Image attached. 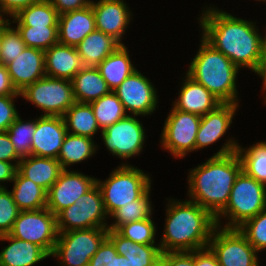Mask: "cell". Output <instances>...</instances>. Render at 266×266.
Instances as JSON below:
<instances>
[{
    "mask_svg": "<svg viewBox=\"0 0 266 266\" xmlns=\"http://www.w3.org/2000/svg\"><path fill=\"white\" fill-rule=\"evenodd\" d=\"M206 9L199 17L202 38L239 69L246 67L256 73L262 57L263 37L254 22L212 6Z\"/></svg>",
    "mask_w": 266,
    "mask_h": 266,
    "instance_id": "1",
    "label": "cell"
},
{
    "mask_svg": "<svg viewBox=\"0 0 266 266\" xmlns=\"http://www.w3.org/2000/svg\"><path fill=\"white\" fill-rule=\"evenodd\" d=\"M238 146L236 140L228 139L218 152L188 174L189 200L205 208L214 218L228 204L231 189L242 171L236 152Z\"/></svg>",
    "mask_w": 266,
    "mask_h": 266,
    "instance_id": "2",
    "label": "cell"
},
{
    "mask_svg": "<svg viewBox=\"0 0 266 266\" xmlns=\"http://www.w3.org/2000/svg\"><path fill=\"white\" fill-rule=\"evenodd\" d=\"M166 209L165 228L159 243L161 253L195 251L208 247L217 226L215 218L191 200H171Z\"/></svg>",
    "mask_w": 266,
    "mask_h": 266,
    "instance_id": "3",
    "label": "cell"
},
{
    "mask_svg": "<svg viewBox=\"0 0 266 266\" xmlns=\"http://www.w3.org/2000/svg\"><path fill=\"white\" fill-rule=\"evenodd\" d=\"M200 41L198 53L185 74L203 85L222 103L238 104L236 76L239 68L203 38Z\"/></svg>",
    "mask_w": 266,
    "mask_h": 266,
    "instance_id": "4",
    "label": "cell"
},
{
    "mask_svg": "<svg viewBox=\"0 0 266 266\" xmlns=\"http://www.w3.org/2000/svg\"><path fill=\"white\" fill-rule=\"evenodd\" d=\"M151 183L147 173L126 163L112 170L105 181L96 179L105 211L110 216L122 206L140 199L151 188Z\"/></svg>",
    "mask_w": 266,
    "mask_h": 266,
    "instance_id": "5",
    "label": "cell"
},
{
    "mask_svg": "<svg viewBox=\"0 0 266 266\" xmlns=\"http://www.w3.org/2000/svg\"><path fill=\"white\" fill-rule=\"evenodd\" d=\"M266 209V185L247 175L243 170L237 176L231 189L229 202L215 218L220 226V217L229 218L223 228H238L245 221Z\"/></svg>",
    "mask_w": 266,
    "mask_h": 266,
    "instance_id": "6",
    "label": "cell"
},
{
    "mask_svg": "<svg viewBox=\"0 0 266 266\" xmlns=\"http://www.w3.org/2000/svg\"><path fill=\"white\" fill-rule=\"evenodd\" d=\"M108 237L107 228H90L58 233L53 252L62 266H88L102 242Z\"/></svg>",
    "mask_w": 266,
    "mask_h": 266,
    "instance_id": "7",
    "label": "cell"
},
{
    "mask_svg": "<svg viewBox=\"0 0 266 266\" xmlns=\"http://www.w3.org/2000/svg\"><path fill=\"white\" fill-rule=\"evenodd\" d=\"M106 217L108 219L102 192L95 184L74 204L56 215L57 230L61 233L79 229L107 228Z\"/></svg>",
    "mask_w": 266,
    "mask_h": 266,
    "instance_id": "8",
    "label": "cell"
},
{
    "mask_svg": "<svg viewBox=\"0 0 266 266\" xmlns=\"http://www.w3.org/2000/svg\"><path fill=\"white\" fill-rule=\"evenodd\" d=\"M22 98L41 108L43 116H61L76 102L72 81L44 76L20 92Z\"/></svg>",
    "mask_w": 266,
    "mask_h": 266,
    "instance_id": "9",
    "label": "cell"
},
{
    "mask_svg": "<svg viewBox=\"0 0 266 266\" xmlns=\"http://www.w3.org/2000/svg\"><path fill=\"white\" fill-rule=\"evenodd\" d=\"M9 234L37 244L51 255L58 239L56 216L47 207L20 211Z\"/></svg>",
    "mask_w": 266,
    "mask_h": 266,
    "instance_id": "10",
    "label": "cell"
},
{
    "mask_svg": "<svg viewBox=\"0 0 266 266\" xmlns=\"http://www.w3.org/2000/svg\"><path fill=\"white\" fill-rule=\"evenodd\" d=\"M208 247L216 255L220 266H256L259 263L258 252L238 228L216 226Z\"/></svg>",
    "mask_w": 266,
    "mask_h": 266,
    "instance_id": "11",
    "label": "cell"
},
{
    "mask_svg": "<svg viewBox=\"0 0 266 266\" xmlns=\"http://www.w3.org/2000/svg\"><path fill=\"white\" fill-rule=\"evenodd\" d=\"M162 130L161 144L174 158H183L195 151V141L201 116L172 107Z\"/></svg>",
    "mask_w": 266,
    "mask_h": 266,
    "instance_id": "12",
    "label": "cell"
},
{
    "mask_svg": "<svg viewBox=\"0 0 266 266\" xmlns=\"http://www.w3.org/2000/svg\"><path fill=\"white\" fill-rule=\"evenodd\" d=\"M102 140L112 155L129 159L140 154L145 144V129L135 115H127L101 131Z\"/></svg>",
    "mask_w": 266,
    "mask_h": 266,
    "instance_id": "13",
    "label": "cell"
},
{
    "mask_svg": "<svg viewBox=\"0 0 266 266\" xmlns=\"http://www.w3.org/2000/svg\"><path fill=\"white\" fill-rule=\"evenodd\" d=\"M156 88L138 70L129 75L113 92L132 115H150L158 104Z\"/></svg>",
    "mask_w": 266,
    "mask_h": 266,
    "instance_id": "14",
    "label": "cell"
},
{
    "mask_svg": "<svg viewBox=\"0 0 266 266\" xmlns=\"http://www.w3.org/2000/svg\"><path fill=\"white\" fill-rule=\"evenodd\" d=\"M96 184V178L77 171L62 170L57 181L47 191V208L56 216L74 204Z\"/></svg>",
    "mask_w": 266,
    "mask_h": 266,
    "instance_id": "15",
    "label": "cell"
},
{
    "mask_svg": "<svg viewBox=\"0 0 266 266\" xmlns=\"http://www.w3.org/2000/svg\"><path fill=\"white\" fill-rule=\"evenodd\" d=\"M66 134L67 129L63 117L40 115L36 119L31 155L57 159Z\"/></svg>",
    "mask_w": 266,
    "mask_h": 266,
    "instance_id": "16",
    "label": "cell"
},
{
    "mask_svg": "<svg viewBox=\"0 0 266 266\" xmlns=\"http://www.w3.org/2000/svg\"><path fill=\"white\" fill-rule=\"evenodd\" d=\"M96 29L112 36L121 45L122 36L131 22V11L123 0H99L91 2Z\"/></svg>",
    "mask_w": 266,
    "mask_h": 266,
    "instance_id": "17",
    "label": "cell"
},
{
    "mask_svg": "<svg viewBox=\"0 0 266 266\" xmlns=\"http://www.w3.org/2000/svg\"><path fill=\"white\" fill-rule=\"evenodd\" d=\"M6 68L13 86L20 93L27 86L46 76L44 51L25 47Z\"/></svg>",
    "mask_w": 266,
    "mask_h": 266,
    "instance_id": "18",
    "label": "cell"
},
{
    "mask_svg": "<svg viewBox=\"0 0 266 266\" xmlns=\"http://www.w3.org/2000/svg\"><path fill=\"white\" fill-rule=\"evenodd\" d=\"M239 104L222 103L216 109L201 116L195 141V151L218 140L229 129Z\"/></svg>",
    "mask_w": 266,
    "mask_h": 266,
    "instance_id": "19",
    "label": "cell"
},
{
    "mask_svg": "<svg viewBox=\"0 0 266 266\" xmlns=\"http://www.w3.org/2000/svg\"><path fill=\"white\" fill-rule=\"evenodd\" d=\"M96 30L92 5L59 15L58 43L76 47L89 33Z\"/></svg>",
    "mask_w": 266,
    "mask_h": 266,
    "instance_id": "20",
    "label": "cell"
},
{
    "mask_svg": "<svg viewBox=\"0 0 266 266\" xmlns=\"http://www.w3.org/2000/svg\"><path fill=\"white\" fill-rule=\"evenodd\" d=\"M185 77L178 99L173 102L175 109L204 116L222 104L203 85L194 81L187 74Z\"/></svg>",
    "mask_w": 266,
    "mask_h": 266,
    "instance_id": "21",
    "label": "cell"
},
{
    "mask_svg": "<svg viewBox=\"0 0 266 266\" xmlns=\"http://www.w3.org/2000/svg\"><path fill=\"white\" fill-rule=\"evenodd\" d=\"M47 77L72 80L84 67L76 47L56 43L44 51Z\"/></svg>",
    "mask_w": 266,
    "mask_h": 266,
    "instance_id": "22",
    "label": "cell"
},
{
    "mask_svg": "<svg viewBox=\"0 0 266 266\" xmlns=\"http://www.w3.org/2000/svg\"><path fill=\"white\" fill-rule=\"evenodd\" d=\"M10 244L0 252V266H34L50 255L35 243L19 240L10 234L0 235Z\"/></svg>",
    "mask_w": 266,
    "mask_h": 266,
    "instance_id": "23",
    "label": "cell"
},
{
    "mask_svg": "<svg viewBox=\"0 0 266 266\" xmlns=\"http://www.w3.org/2000/svg\"><path fill=\"white\" fill-rule=\"evenodd\" d=\"M62 168L57 159L37 156L22 158L18 163V172L48 191L57 181Z\"/></svg>",
    "mask_w": 266,
    "mask_h": 266,
    "instance_id": "24",
    "label": "cell"
},
{
    "mask_svg": "<svg viewBox=\"0 0 266 266\" xmlns=\"http://www.w3.org/2000/svg\"><path fill=\"white\" fill-rule=\"evenodd\" d=\"M121 44L112 36L102 31L89 33L77 46L78 55L83 66L97 67L106 57L113 53Z\"/></svg>",
    "mask_w": 266,
    "mask_h": 266,
    "instance_id": "25",
    "label": "cell"
},
{
    "mask_svg": "<svg viewBox=\"0 0 266 266\" xmlns=\"http://www.w3.org/2000/svg\"><path fill=\"white\" fill-rule=\"evenodd\" d=\"M76 102L91 103L111 90L97 67L84 66L71 80Z\"/></svg>",
    "mask_w": 266,
    "mask_h": 266,
    "instance_id": "26",
    "label": "cell"
},
{
    "mask_svg": "<svg viewBox=\"0 0 266 266\" xmlns=\"http://www.w3.org/2000/svg\"><path fill=\"white\" fill-rule=\"evenodd\" d=\"M108 238L115 245L117 254L127 258L132 266H151L161 257L159 245L133 242L116 230H108Z\"/></svg>",
    "mask_w": 266,
    "mask_h": 266,
    "instance_id": "27",
    "label": "cell"
},
{
    "mask_svg": "<svg viewBox=\"0 0 266 266\" xmlns=\"http://www.w3.org/2000/svg\"><path fill=\"white\" fill-rule=\"evenodd\" d=\"M128 52L125 44L120 45L97 66L111 91L115 90L129 75L137 70L132 64Z\"/></svg>",
    "mask_w": 266,
    "mask_h": 266,
    "instance_id": "28",
    "label": "cell"
},
{
    "mask_svg": "<svg viewBox=\"0 0 266 266\" xmlns=\"http://www.w3.org/2000/svg\"><path fill=\"white\" fill-rule=\"evenodd\" d=\"M10 191L20 211L38 210L47 206V191L23 177L18 171Z\"/></svg>",
    "mask_w": 266,
    "mask_h": 266,
    "instance_id": "29",
    "label": "cell"
},
{
    "mask_svg": "<svg viewBox=\"0 0 266 266\" xmlns=\"http://www.w3.org/2000/svg\"><path fill=\"white\" fill-rule=\"evenodd\" d=\"M67 133L91 138L100 129L91 104L75 102L63 116ZM72 131V132H70Z\"/></svg>",
    "mask_w": 266,
    "mask_h": 266,
    "instance_id": "30",
    "label": "cell"
},
{
    "mask_svg": "<svg viewBox=\"0 0 266 266\" xmlns=\"http://www.w3.org/2000/svg\"><path fill=\"white\" fill-rule=\"evenodd\" d=\"M97 147L91 138L67 133L57 160L62 170H67L69 165L79 163L93 156Z\"/></svg>",
    "mask_w": 266,
    "mask_h": 266,
    "instance_id": "31",
    "label": "cell"
},
{
    "mask_svg": "<svg viewBox=\"0 0 266 266\" xmlns=\"http://www.w3.org/2000/svg\"><path fill=\"white\" fill-rule=\"evenodd\" d=\"M11 19L17 26H58L59 14L49 0H40L20 10Z\"/></svg>",
    "mask_w": 266,
    "mask_h": 266,
    "instance_id": "32",
    "label": "cell"
},
{
    "mask_svg": "<svg viewBox=\"0 0 266 266\" xmlns=\"http://www.w3.org/2000/svg\"><path fill=\"white\" fill-rule=\"evenodd\" d=\"M236 152L241 160L242 170L266 185V141L253 144L246 149L239 145Z\"/></svg>",
    "mask_w": 266,
    "mask_h": 266,
    "instance_id": "33",
    "label": "cell"
},
{
    "mask_svg": "<svg viewBox=\"0 0 266 266\" xmlns=\"http://www.w3.org/2000/svg\"><path fill=\"white\" fill-rule=\"evenodd\" d=\"M90 104L101 131L128 115L113 91Z\"/></svg>",
    "mask_w": 266,
    "mask_h": 266,
    "instance_id": "34",
    "label": "cell"
},
{
    "mask_svg": "<svg viewBox=\"0 0 266 266\" xmlns=\"http://www.w3.org/2000/svg\"><path fill=\"white\" fill-rule=\"evenodd\" d=\"M151 188L140 198L131 202V204L117 209L111 216L116 221L108 225V230H117L120 226L152 217V201H150Z\"/></svg>",
    "mask_w": 266,
    "mask_h": 266,
    "instance_id": "35",
    "label": "cell"
},
{
    "mask_svg": "<svg viewBox=\"0 0 266 266\" xmlns=\"http://www.w3.org/2000/svg\"><path fill=\"white\" fill-rule=\"evenodd\" d=\"M35 129L36 119L24 122L19 115L6 131L17 155L21 159L31 156L32 138Z\"/></svg>",
    "mask_w": 266,
    "mask_h": 266,
    "instance_id": "36",
    "label": "cell"
},
{
    "mask_svg": "<svg viewBox=\"0 0 266 266\" xmlns=\"http://www.w3.org/2000/svg\"><path fill=\"white\" fill-rule=\"evenodd\" d=\"M26 47L37 48L43 51L58 43V26H17Z\"/></svg>",
    "mask_w": 266,
    "mask_h": 266,
    "instance_id": "37",
    "label": "cell"
},
{
    "mask_svg": "<svg viewBox=\"0 0 266 266\" xmlns=\"http://www.w3.org/2000/svg\"><path fill=\"white\" fill-rule=\"evenodd\" d=\"M150 218L120 226L116 231L123 237L140 244H155L156 226Z\"/></svg>",
    "mask_w": 266,
    "mask_h": 266,
    "instance_id": "38",
    "label": "cell"
},
{
    "mask_svg": "<svg viewBox=\"0 0 266 266\" xmlns=\"http://www.w3.org/2000/svg\"><path fill=\"white\" fill-rule=\"evenodd\" d=\"M238 230L246 237L257 252L266 249V209L248 219Z\"/></svg>",
    "mask_w": 266,
    "mask_h": 266,
    "instance_id": "39",
    "label": "cell"
},
{
    "mask_svg": "<svg viewBox=\"0 0 266 266\" xmlns=\"http://www.w3.org/2000/svg\"><path fill=\"white\" fill-rule=\"evenodd\" d=\"M10 21L1 28V64L7 65L26 47L17 28H12Z\"/></svg>",
    "mask_w": 266,
    "mask_h": 266,
    "instance_id": "40",
    "label": "cell"
},
{
    "mask_svg": "<svg viewBox=\"0 0 266 266\" xmlns=\"http://www.w3.org/2000/svg\"><path fill=\"white\" fill-rule=\"evenodd\" d=\"M20 210L6 187H0V235L9 234Z\"/></svg>",
    "mask_w": 266,
    "mask_h": 266,
    "instance_id": "41",
    "label": "cell"
},
{
    "mask_svg": "<svg viewBox=\"0 0 266 266\" xmlns=\"http://www.w3.org/2000/svg\"><path fill=\"white\" fill-rule=\"evenodd\" d=\"M88 266H132L127 258L118 255L115 245L107 237L90 259Z\"/></svg>",
    "mask_w": 266,
    "mask_h": 266,
    "instance_id": "42",
    "label": "cell"
},
{
    "mask_svg": "<svg viewBox=\"0 0 266 266\" xmlns=\"http://www.w3.org/2000/svg\"><path fill=\"white\" fill-rule=\"evenodd\" d=\"M21 95L0 96V132L7 131L19 113L14 105V98Z\"/></svg>",
    "mask_w": 266,
    "mask_h": 266,
    "instance_id": "43",
    "label": "cell"
},
{
    "mask_svg": "<svg viewBox=\"0 0 266 266\" xmlns=\"http://www.w3.org/2000/svg\"><path fill=\"white\" fill-rule=\"evenodd\" d=\"M161 257L167 266H195L194 251L164 252Z\"/></svg>",
    "mask_w": 266,
    "mask_h": 266,
    "instance_id": "44",
    "label": "cell"
},
{
    "mask_svg": "<svg viewBox=\"0 0 266 266\" xmlns=\"http://www.w3.org/2000/svg\"><path fill=\"white\" fill-rule=\"evenodd\" d=\"M21 158L17 155L14 146L6 131L0 132V161L10 162L16 161V165Z\"/></svg>",
    "mask_w": 266,
    "mask_h": 266,
    "instance_id": "45",
    "label": "cell"
},
{
    "mask_svg": "<svg viewBox=\"0 0 266 266\" xmlns=\"http://www.w3.org/2000/svg\"><path fill=\"white\" fill-rule=\"evenodd\" d=\"M59 15L83 9L91 4L92 0H49Z\"/></svg>",
    "mask_w": 266,
    "mask_h": 266,
    "instance_id": "46",
    "label": "cell"
},
{
    "mask_svg": "<svg viewBox=\"0 0 266 266\" xmlns=\"http://www.w3.org/2000/svg\"><path fill=\"white\" fill-rule=\"evenodd\" d=\"M40 0H0V6L6 16L13 17L20 10L29 7L32 4L39 2Z\"/></svg>",
    "mask_w": 266,
    "mask_h": 266,
    "instance_id": "47",
    "label": "cell"
},
{
    "mask_svg": "<svg viewBox=\"0 0 266 266\" xmlns=\"http://www.w3.org/2000/svg\"><path fill=\"white\" fill-rule=\"evenodd\" d=\"M195 266H220L216 255L209 247L194 251Z\"/></svg>",
    "mask_w": 266,
    "mask_h": 266,
    "instance_id": "48",
    "label": "cell"
},
{
    "mask_svg": "<svg viewBox=\"0 0 266 266\" xmlns=\"http://www.w3.org/2000/svg\"><path fill=\"white\" fill-rule=\"evenodd\" d=\"M20 95L13 86L5 65L0 64V96Z\"/></svg>",
    "mask_w": 266,
    "mask_h": 266,
    "instance_id": "49",
    "label": "cell"
},
{
    "mask_svg": "<svg viewBox=\"0 0 266 266\" xmlns=\"http://www.w3.org/2000/svg\"><path fill=\"white\" fill-rule=\"evenodd\" d=\"M18 171V166L16 165V162L10 163L5 161H0V182H13L15 175ZM0 187H5L4 185H1Z\"/></svg>",
    "mask_w": 266,
    "mask_h": 266,
    "instance_id": "50",
    "label": "cell"
},
{
    "mask_svg": "<svg viewBox=\"0 0 266 266\" xmlns=\"http://www.w3.org/2000/svg\"><path fill=\"white\" fill-rule=\"evenodd\" d=\"M256 74L263 79V91L266 90V33L262 41V57Z\"/></svg>",
    "mask_w": 266,
    "mask_h": 266,
    "instance_id": "51",
    "label": "cell"
},
{
    "mask_svg": "<svg viewBox=\"0 0 266 266\" xmlns=\"http://www.w3.org/2000/svg\"><path fill=\"white\" fill-rule=\"evenodd\" d=\"M3 13V14H2ZM4 15V11L2 10L1 6H0V28H2L3 26H5L9 21V19H4L6 17L3 16Z\"/></svg>",
    "mask_w": 266,
    "mask_h": 266,
    "instance_id": "52",
    "label": "cell"
},
{
    "mask_svg": "<svg viewBox=\"0 0 266 266\" xmlns=\"http://www.w3.org/2000/svg\"><path fill=\"white\" fill-rule=\"evenodd\" d=\"M151 266H167V263L162 257H160Z\"/></svg>",
    "mask_w": 266,
    "mask_h": 266,
    "instance_id": "53",
    "label": "cell"
},
{
    "mask_svg": "<svg viewBox=\"0 0 266 266\" xmlns=\"http://www.w3.org/2000/svg\"><path fill=\"white\" fill-rule=\"evenodd\" d=\"M0 54H1V28H0ZM1 64V61H0Z\"/></svg>",
    "mask_w": 266,
    "mask_h": 266,
    "instance_id": "54",
    "label": "cell"
}]
</instances>
